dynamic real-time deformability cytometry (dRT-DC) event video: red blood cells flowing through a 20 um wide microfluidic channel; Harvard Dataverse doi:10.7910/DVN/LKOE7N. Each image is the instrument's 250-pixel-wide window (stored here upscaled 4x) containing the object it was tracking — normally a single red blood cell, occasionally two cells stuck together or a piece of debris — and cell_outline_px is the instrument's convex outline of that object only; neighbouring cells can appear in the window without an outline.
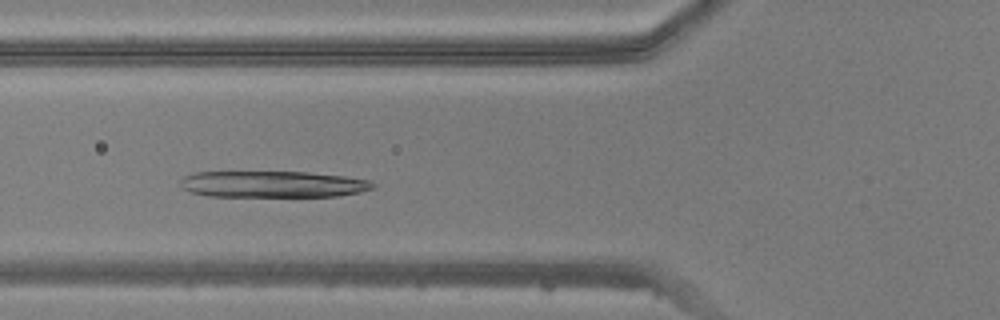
{"species": "common noctule bat (a hibernating species)", "species_latin": "Nyctalus noctula", "temperature_condition": "warm", "stored_images_in_passage": 45, "camera_frame_rate_fps": 3000, "um_per_image_px": 0.085, "animal": {"sex": "male", "body_mass_g": 20.5, "forearm_length_mm": 52.5}, "frame": {"image": 1, "passage_image": 13, "time_ms": 4.0, "image_size_px": [1000, 320], "cell_outline_px": [[376, 188], [360, 192], [336, 196], [208, 196], [192, 192], [184, 188], [180, 184], [180, 180], [184, 176], [196, 172], [308, 172], [344, 176], [368, 180], [376, 184]], "centroid_in_image_um": [23.22, 15.65], "position_along_channel_um": 102.6, "area_um2": 29.59}}
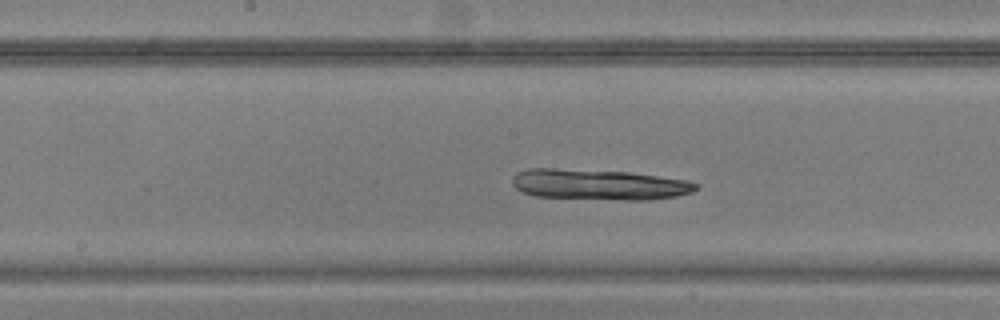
{"frame": {"image": 2, "passage_image": 20, "time_ms": 6.333, "image_size_px": [1000, 320], "cell_outline_px": [[700, 188], [692, 192], [676, 196], [648, 200], [624, 200], [536, 196], [520, 192], [512, 184], [512, 176], [528, 168], [556, 168], [632, 172], [688, 180], [700, 184]], "centroid_in_image_um": [50.95, 15.68], "position_along_channel_um": 197.3, "area_um2": 33.12}}
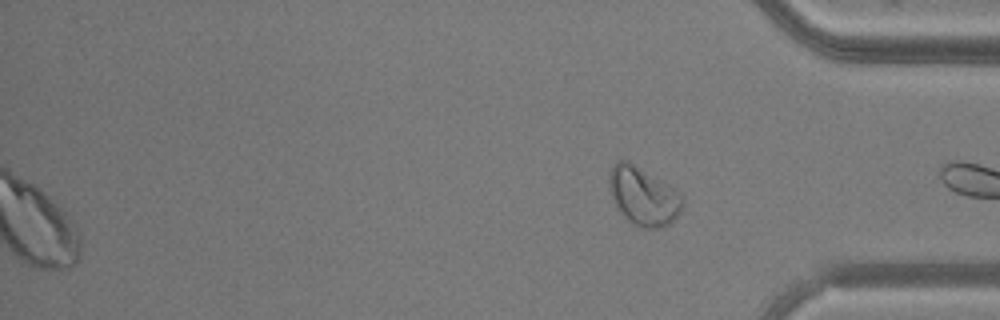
{"frame": {"image": 3, "passage_image": 45, "time_ms": 14.667, "image_size_px": [1000, 320], "cell_outline_px": [[684, 204], [680, 212], [668, 224], [660, 228], [644, 228], [628, 220], [620, 212], [612, 196], [608, 180], [608, 172], [612, 164], [616, 160], [628, 160], [668, 184], [680, 192], [684, 196]], "centroid_in_image_um": [54.68, 16.63], "position_along_channel_um": 380.5, "area_um2": 24.91}}